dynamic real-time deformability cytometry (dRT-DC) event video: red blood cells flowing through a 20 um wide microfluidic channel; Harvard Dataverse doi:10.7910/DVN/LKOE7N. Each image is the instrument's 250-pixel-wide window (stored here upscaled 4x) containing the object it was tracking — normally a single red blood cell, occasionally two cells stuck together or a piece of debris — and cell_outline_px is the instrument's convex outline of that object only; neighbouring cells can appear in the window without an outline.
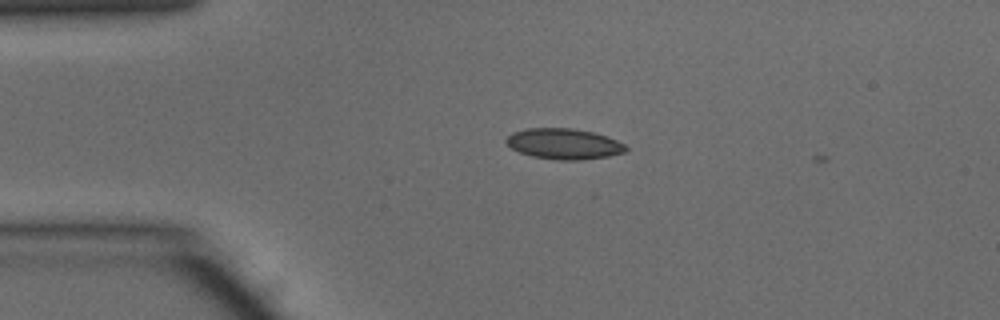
{"species": "common noctule bat (a hibernating species)", "species_latin": "Nyctalus noctula", "temperature_condition": "warm", "stored_images_in_passage": 2, "camera_frame_rate_fps": 3000, "um_per_image_px": 0.085, "animal": {"sex": "male", "body_mass_g": 15.6}, "frame": {"image": 1, "passage_image": 1, "time_ms": 0.0, "image_size_px": [1000, 320], "cell_outline_px": [[628, 148], [624, 152], [608, 156], [580, 160], [556, 160], [532, 156], [520, 152], [512, 148], [504, 140], [512, 132], [528, 128], [572, 128], [592, 132], [616, 140], [624, 144]], "centroid_in_image_um": [47.91, 12.23], "position_along_channel_um": 37.1, "area_um2": 21.21}}